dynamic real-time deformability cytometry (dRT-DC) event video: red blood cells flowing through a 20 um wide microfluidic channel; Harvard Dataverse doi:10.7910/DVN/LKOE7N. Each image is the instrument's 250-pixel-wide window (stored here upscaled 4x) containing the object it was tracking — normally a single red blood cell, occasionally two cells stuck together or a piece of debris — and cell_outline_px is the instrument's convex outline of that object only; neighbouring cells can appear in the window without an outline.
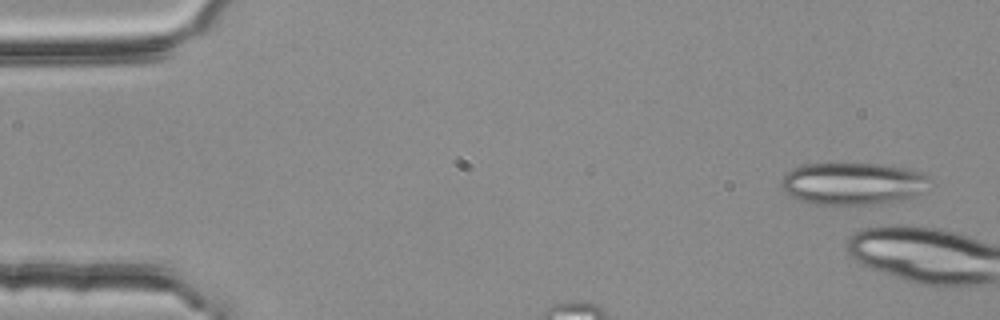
{"species": "common noctule bat (a hibernating species)", "species_latin": "Nyctalus noctula", "temperature_condition": "room temperature", "stored_images_in_passage": 39, "camera_frame_rate_fps": 3000, "um_per_image_px": 0.085, "animal": {"sex": "female", "body_mass_g": 25.1}, "frame": {"image": 1, "passage_image": 3, "time_ms": 0.667, "image_size_px": [1000, 320], "cell_outline_px": [[936, 184], [916, 196], [900, 200], [880, 204], [820, 204], [800, 200], [784, 192], [780, 184], [780, 180], [784, 172], [792, 168], [804, 164], [884, 164], [904, 168], [920, 172], [928, 176]], "centroid_in_image_um": [72.54, 15.6], "position_along_channel_um": 12.5, "area_um2": 37.05}}